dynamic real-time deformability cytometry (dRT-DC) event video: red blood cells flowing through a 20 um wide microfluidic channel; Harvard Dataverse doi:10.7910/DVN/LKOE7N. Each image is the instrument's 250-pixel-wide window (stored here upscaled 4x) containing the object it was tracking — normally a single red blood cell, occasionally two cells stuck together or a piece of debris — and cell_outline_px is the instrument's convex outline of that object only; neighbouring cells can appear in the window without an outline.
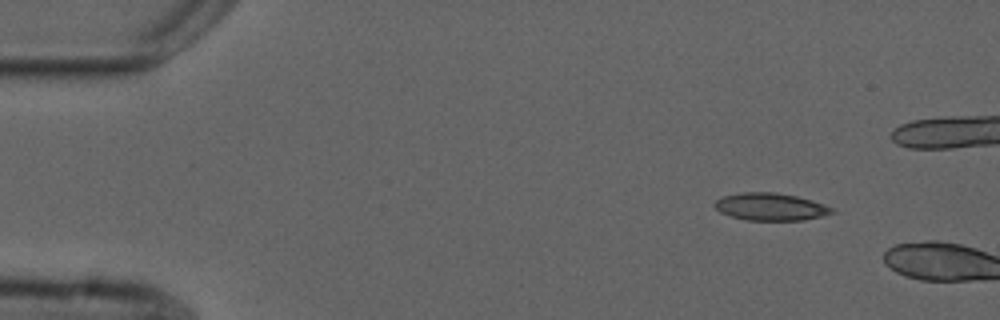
{"species": "common noctule bat (a hibernating species)", "species_latin": "Nyctalus noctula", "temperature_condition": "cold", "stored_images_in_passage": 2, "camera_frame_rate_fps": 3000, "um_per_image_px": 0.085, "animal": {"sex": "male", "forearm_length_mm": 52.5}, "frame": {"image": 1, "passage_image": 1, "time_ms": 0.0, "image_size_px": [1000, 320], "cell_outline_px": [[836, 212], [804, 220], [748, 220], [732, 216], [720, 212], [712, 204], [716, 200], [724, 196], [740, 192], [776, 192], [796, 196], [812, 200], [832, 208]], "centroid_in_image_um": [65.48, 17.57], "position_along_channel_um": 19.5, "area_um2": 18.61}}